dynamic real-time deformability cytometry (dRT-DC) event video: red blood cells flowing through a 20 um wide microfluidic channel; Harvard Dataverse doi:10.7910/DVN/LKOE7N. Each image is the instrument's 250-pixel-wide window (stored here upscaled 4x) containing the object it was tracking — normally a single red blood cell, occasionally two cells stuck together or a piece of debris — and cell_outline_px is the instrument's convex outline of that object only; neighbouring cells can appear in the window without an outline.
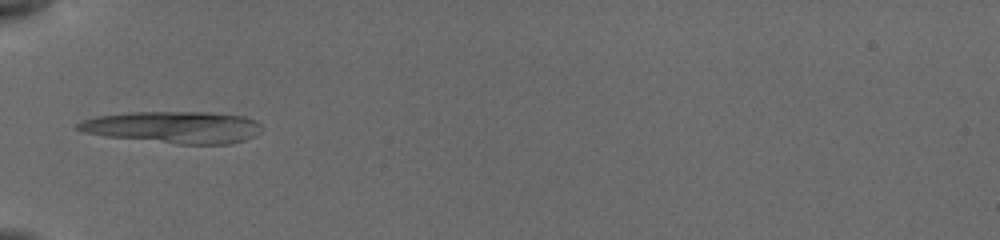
{"species": "common noctule bat (a hibernating species)", "species_latin": "Nyctalus noctula", "temperature_condition": "cold", "stored_images_in_passage": 3, "camera_frame_rate_fps": 3000, "um_per_image_px": 0.085, "animal": {"sex": "female", "body_mass_g": 19.5, "forearm_length_mm": 54.1}, "frame": {"image": 1, "passage_image": 1, "time_ms": 0.0, "image_size_px": [1000, 240], "cell_outline_px": [[264, 128], [256, 136], [244, 140], [228, 144], [180, 144], [104, 136], [84, 132], [72, 128], [80, 120], [96, 116], [128, 112], [212, 112], [244, 116], [260, 124]], "centroid_in_image_um": [14.72, 10.81], "position_along_channel_um": 70.3, "area_um2": 34.45}}